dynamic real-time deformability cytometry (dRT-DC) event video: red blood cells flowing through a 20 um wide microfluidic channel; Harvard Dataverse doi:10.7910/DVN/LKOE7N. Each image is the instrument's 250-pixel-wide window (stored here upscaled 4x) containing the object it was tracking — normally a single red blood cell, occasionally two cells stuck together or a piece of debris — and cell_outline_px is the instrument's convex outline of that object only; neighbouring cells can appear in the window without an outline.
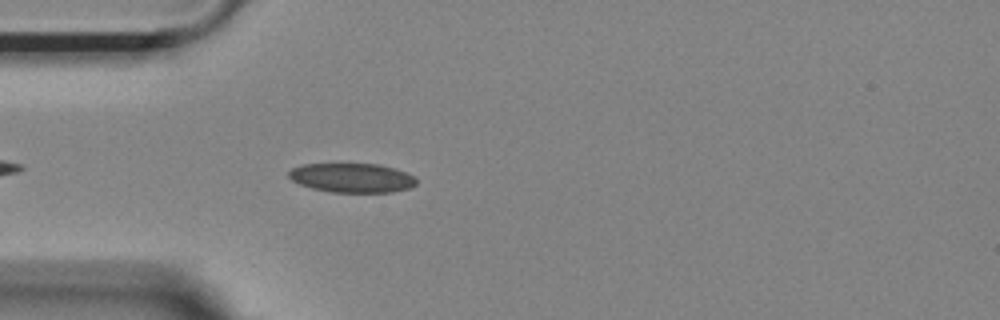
{"species": "Egyptian fruit bat (a non-hibernating species)", "species_latin": "Rousettus aegyptiacus", "temperature_condition": "room temperature", "stored_images_in_passage": 28, "camera_frame_rate_fps": 3000, "um_per_image_px": 0.085, "animal": {"sex": "female"}, "frame": {"image": 1, "passage_image": 5, "time_ms": 1.333, "image_size_px": [1000, 320], "cell_outline_px": [[416, 184], [408, 188], [392, 192], [332, 192], [312, 188], [300, 184], [292, 180], [288, 176], [288, 172], [292, 168], [300, 164], [380, 164], [396, 168], [416, 176]], "centroid_in_image_um": [29.93, 15.1], "position_along_channel_um": 55.1, "area_um2": 21.85}}
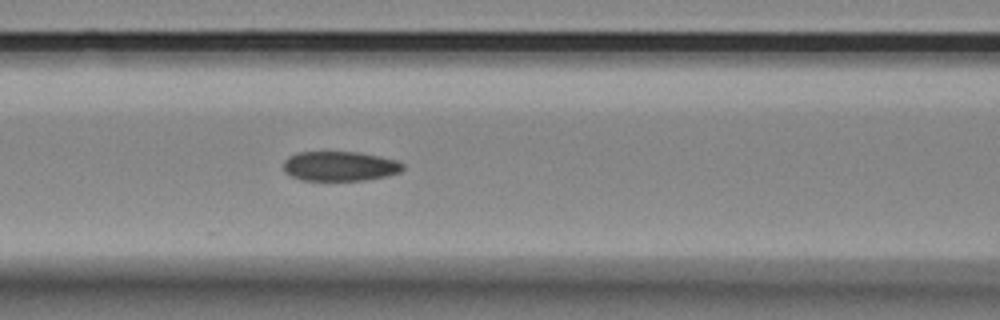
{"frame": {"image": 2, "passage_image": 12, "time_ms": 3.667, "image_size_px": [1000, 320], "cell_outline_px": [[404, 168], [400, 172], [384, 176], [364, 180], [300, 180], [284, 172], [284, 160], [288, 156], [296, 152], [360, 152], [380, 156], [396, 160], [404, 164]], "centroid_in_image_um": [28.87, 14.11], "position_along_channel_um": 137.7, "area_um2": 20.69}}
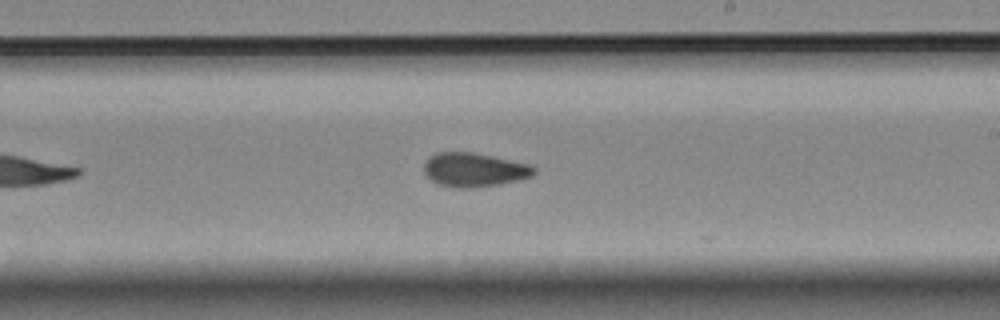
{"frame": {"image": 3, "passage_image": 21, "time_ms": 6.667, "image_size_px": [1000, 320], "cell_outline_px": [[536, 172], [532, 176], [500, 184], [472, 188], [460, 188], [440, 184], [432, 180], [424, 172], [424, 164], [428, 156], [436, 152], [472, 152], [492, 156], [528, 164], [536, 168]], "centroid_in_image_um": [40.29, 14.42], "position_along_channel_um": 248.7, "area_um2": 21.62}}